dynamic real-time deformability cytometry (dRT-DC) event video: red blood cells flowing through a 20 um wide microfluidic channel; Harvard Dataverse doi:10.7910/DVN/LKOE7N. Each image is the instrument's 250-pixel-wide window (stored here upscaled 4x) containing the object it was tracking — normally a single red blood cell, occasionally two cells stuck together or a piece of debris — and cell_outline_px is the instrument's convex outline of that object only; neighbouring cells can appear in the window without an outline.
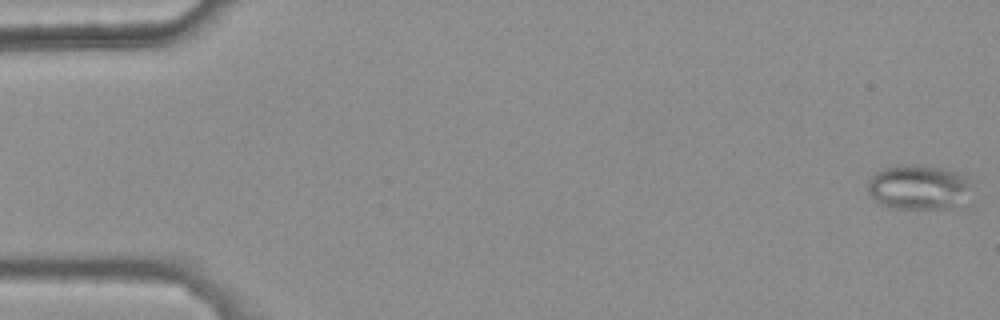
{"species": "common noctule bat (a hibernating species)", "species_latin": "Nyctalus noctula", "temperature_condition": "warm", "stored_images_in_passage": 47, "camera_frame_rate_fps": 3000, "um_per_image_px": 0.085, "animal": {"sex": "female", "body_mass_g": 25.1}, "frame": {"image": 1, "passage_image": 1, "time_ms": 0.0, "image_size_px": [1000, 320], "cell_outline_px": [[972, 180], [952, 204], [948, 208], [892, 208], [880, 204], [872, 200], [868, 192], [868, 180], [876, 172], [884, 168], [900, 164], [912, 164], [940, 168], [960, 172], [968, 176]], "centroid_in_image_um": [77.92, 15.87], "position_along_channel_um": 7.1, "area_um2": 26.3}}
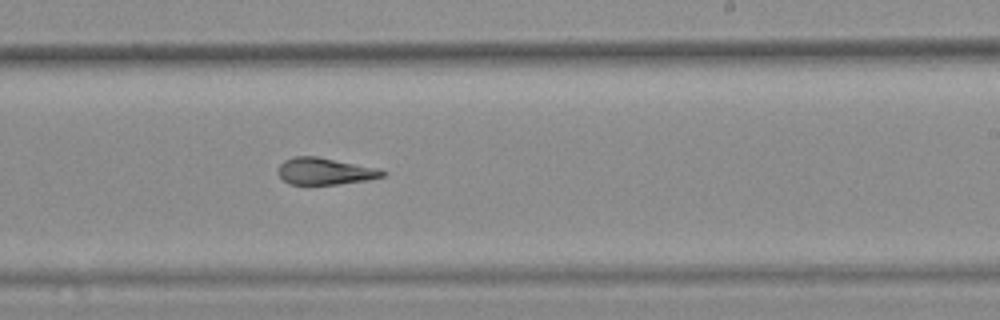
{"frame": {"image": 2, "passage_image": 33, "time_ms": 10.667, "image_size_px": [1000, 320], "cell_outline_px": [[388, 172], [384, 176], [368, 180], [336, 184], [288, 184], [276, 172], [280, 164], [284, 160], [292, 156], [316, 156], [380, 168]], "centroid_in_image_um": [27.63, 14.54], "position_along_channel_um": 261.4, "area_um2": 16.47}}
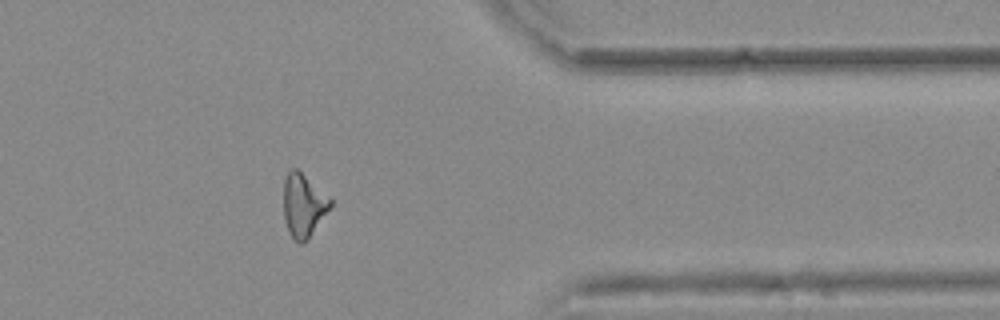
{"frame": {"image": 3, "passage_image": 44, "time_ms": 14.333, "image_size_px": [1000, 320], "cell_outline_px": [[332, 204], [308, 240], [304, 244], [300, 244], [288, 232], [284, 216], [284, 180], [288, 172], [292, 168], [296, 168], [328, 196], [332, 200]], "centroid_in_image_um": [25.78, 17.48], "position_along_channel_um": 385.6, "area_um2": 16.99}, "authors_computed_cell_mechanics": {"area_um2": 17.4556, "velocity_mm_per_s": 3.7865, "shape_relaxation_time_tau1_ms": null, "shape_relaxation_time_tau2_ms": 2.5601, "deformation_change_tau1": null, "deformation_change_tau2": 0.1265}}